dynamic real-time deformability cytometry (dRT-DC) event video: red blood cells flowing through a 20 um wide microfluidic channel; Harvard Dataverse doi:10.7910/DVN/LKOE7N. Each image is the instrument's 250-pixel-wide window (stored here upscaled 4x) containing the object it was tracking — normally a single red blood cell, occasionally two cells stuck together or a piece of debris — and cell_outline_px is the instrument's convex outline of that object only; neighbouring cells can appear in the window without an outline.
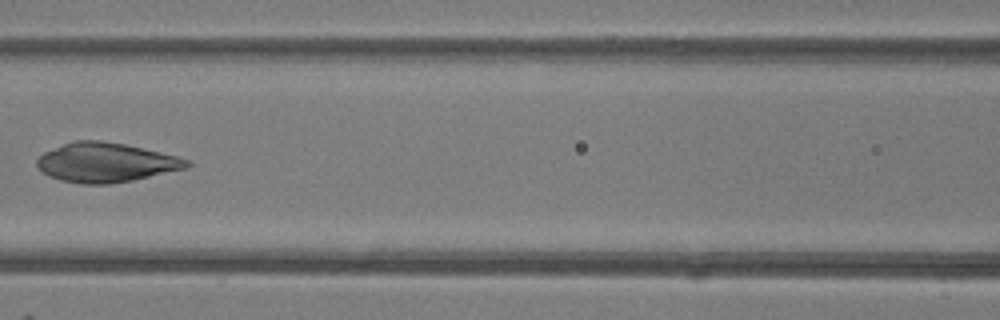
{"species": "common noctule bat (a hibernating species)", "species_latin": "Nyctalus noctula", "temperature_condition": "room temperature", "stored_images_in_passage": 8, "camera_frame_rate_fps": 3000, "um_per_image_px": 0.085, "animal": {"sex": "female"}, "frame": {"image": 1, "passage_image": 6, "time_ms": 6.0, "image_size_px": [1000, 320], "cell_outline_px": [[192, 164], [188, 168], [132, 180], [108, 184], [80, 184], [60, 180], [48, 176], [40, 172], [36, 168], [36, 160], [44, 152], [64, 144], [76, 140], [100, 140], [124, 144], [176, 156], [188, 160]], "centroid_in_image_um": [8.95, 13.82], "position_along_channel_um": 157.6, "area_um2": 34.33}}
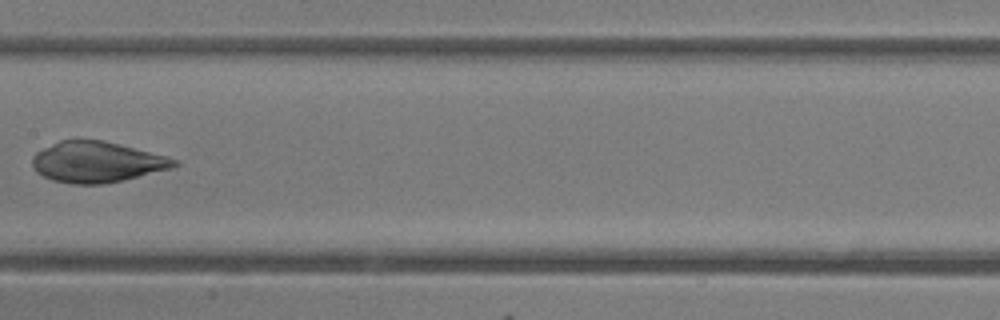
{"frame": {"image": 2, "passage_image": 7, "time_ms": 7.0, "image_size_px": [1000, 320], "cell_outline_px": [[180, 164], [172, 168], [124, 180], [104, 184], [72, 184], [52, 180], [36, 172], [32, 164], [32, 156], [36, 152], [60, 140], [76, 136], [104, 140], [168, 156], [176, 160]], "centroid_in_image_um": [8.22, 13.74], "position_along_channel_um": 199.2, "area_um2": 34.39}}
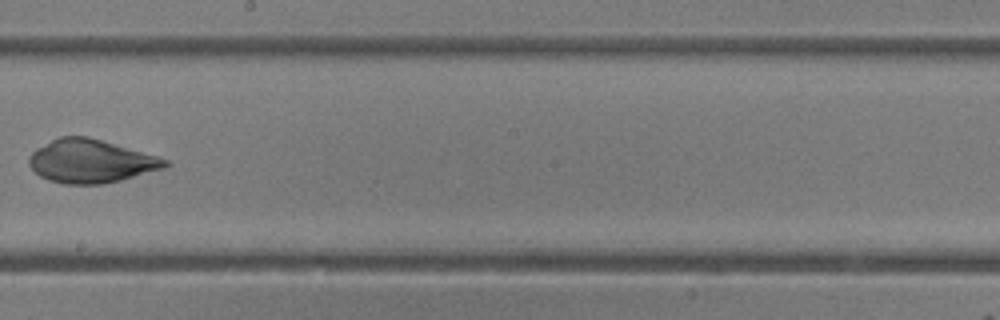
{"frame": {"image": 3, "passage_image": 8, "time_ms": 8.0, "image_size_px": [1000, 320], "cell_outline_px": [[172, 164], [164, 168], [120, 180], [104, 184], [64, 184], [48, 180], [40, 176], [28, 164], [28, 160], [32, 152], [36, 148], [60, 136], [88, 136], [156, 156], [168, 160]], "centroid_in_image_um": [7.7, 13.7], "position_along_channel_um": 240.5, "area_um2": 34.1}}